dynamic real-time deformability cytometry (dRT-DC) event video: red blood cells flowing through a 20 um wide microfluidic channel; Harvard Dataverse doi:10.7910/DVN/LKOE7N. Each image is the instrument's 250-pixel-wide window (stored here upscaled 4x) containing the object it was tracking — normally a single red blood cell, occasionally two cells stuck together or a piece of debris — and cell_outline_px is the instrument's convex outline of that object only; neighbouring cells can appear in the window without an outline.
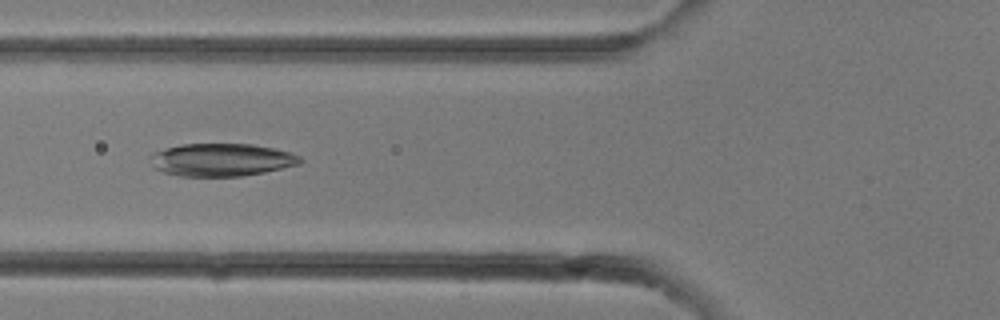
{"species": "common noctule bat (a hibernating species)", "species_latin": "Nyctalus noctula", "temperature_condition": "room temperature", "stored_images_in_passage": 11, "camera_frame_rate_fps": 3000, "um_per_image_px": 0.085, "animal": {"sex": "female"}, "frame": {"image": 1, "passage_image": 8, "time_ms": 2.333, "image_size_px": [1000, 320], "cell_outline_px": [[304, 160], [300, 164], [264, 172], [240, 176], [180, 176], [164, 172], [152, 168], [148, 156], [152, 152], [164, 148], [180, 144], [252, 144], [272, 148], [288, 152], [300, 156]], "centroid_in_image_um": [18.76, 13.58], "position_along_channel_um": 107.0, "area_um2": 28.78}}
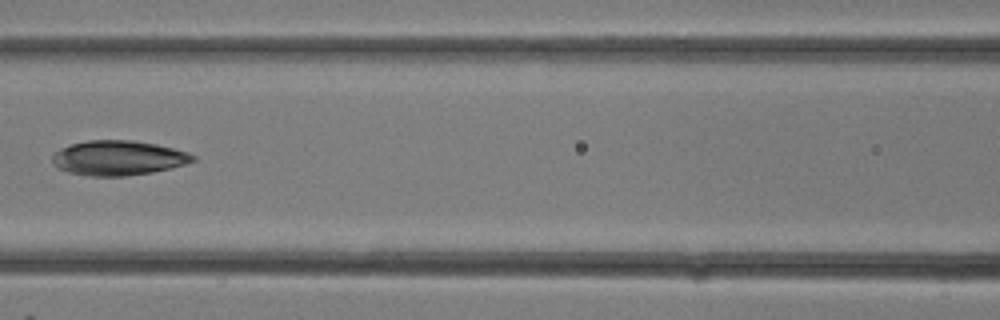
{"frame": {"image": 2, "passage_image": 10, "time_ms": 3.0, "image_size_px": [1000, 320], "cell_outline_px": [[196, 160], [184, 164], [152, 172], [124, 176], [88, 176], [68, 172], [52, 164], [52, 156], [60, 148], [72, 144], [88, 140], [132, 140], [156, 144], [188, 152], [196, 156]], "centroid_in_image_um": [10.04, 13.42], "position_along_channel_um": 156.6, "area_um2": 28.32}}